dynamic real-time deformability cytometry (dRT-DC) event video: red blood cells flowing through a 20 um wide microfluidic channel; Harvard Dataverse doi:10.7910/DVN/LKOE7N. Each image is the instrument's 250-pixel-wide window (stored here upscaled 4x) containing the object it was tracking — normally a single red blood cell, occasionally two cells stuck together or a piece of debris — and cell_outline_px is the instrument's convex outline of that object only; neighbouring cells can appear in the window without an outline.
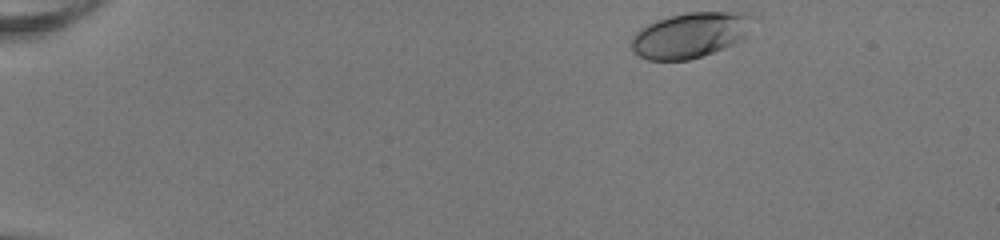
{"species": "human", "species_latin": "Homo sapiens", "temperature_condition": "room temperature", "stored_images_in_passage": 45, "camera_frame_rate_fps": 3000, "um_per_image_px": 0.085, "donor": {"sex": "female"}, "frame": {"image": 1, "passage_image": 1, "time_ms": 0.0, "image_size_px": [1000, 240], "cell_outline_px": [[760, 16], [744, 36], [732, 44], [724, 48], [688, 60], [648, 60], [640, 56], [632, 48], [632, 36], [640, 28], [656, 20], [668, 16], [688, 12], [748, 12]], "centroid_in_image_um": [58.73, 2.94], "position_along_channel_um": 26.3, "area_um2": 32.25}}
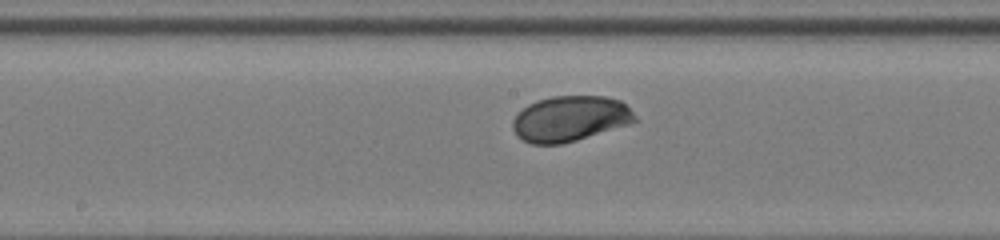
{"frame": {"image": 2, "passage_image": 22, "time_ms": 7.0, "image_size_px": [1000, 240], "cell_outline_px": [[640, 120], [628, 124], [576, 140], [560, 144], [532, 144], [516, 136], [512, 128], [512, 120], [528, 104], [536, 100], [552, 96], [604, 96], [620, 100]], "centroid_in_image_um": [48.43, 10.08], "position_along_channel_um": 199.8, "area_um2": 32.25}}
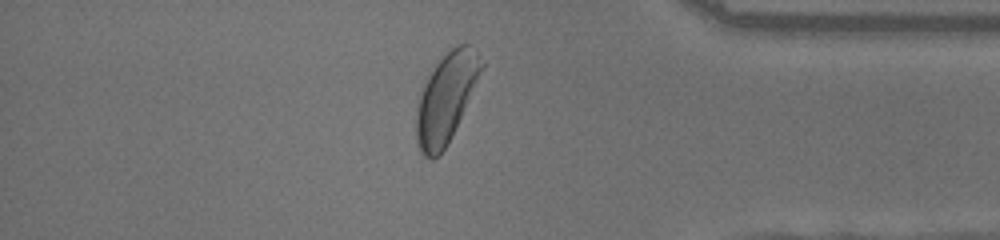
{"frame": {"image": 3, "passage_image": 38, "time_ms": 12.333, "image_size_px": [1000, 240], "cell_outline_px": [[484, 64], [448, 144], [440, 156], [432, 160], [424, 156], [420, 152], [416, 144], [416, 100], [428, 76], [436, 64], [456, 44], [468, 44]], "centroid_in_image_um": [37.84, 8.41], "position_along_channel_um": 397.4, "area_um2": 33.18}, "authors_computed_cell_mechanics": {"area_um2": 31.9056, "velocity_mm_per_s": 4.0232, "shape_relaxation_time_tau1_ms": 1.9718, "shape_relaxation_time_tau2_ms": null, "deformation_change_tau1": 0.0889, "deformation_change_tau2": null}}